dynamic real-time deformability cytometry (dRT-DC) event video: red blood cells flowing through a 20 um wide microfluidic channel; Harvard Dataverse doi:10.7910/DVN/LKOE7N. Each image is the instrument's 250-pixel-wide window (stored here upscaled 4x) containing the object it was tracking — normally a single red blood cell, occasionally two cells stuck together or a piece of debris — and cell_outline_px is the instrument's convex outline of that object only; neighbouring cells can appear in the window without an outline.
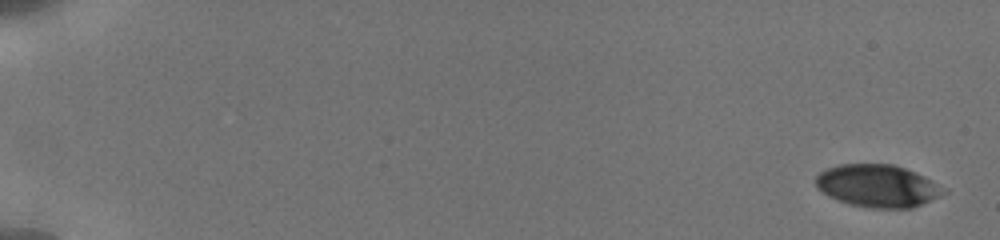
{"species": "human", "species_latin": "Homo sapiens", "temperature_condition": "cold", "stored_images_in_passage": 18, "camera_frame_rate_fps": 3000, "um_per_image_px": 0.085, "donor": {"sex": "male"}, "frame": {"image": 1, "passage_image": 1, "time_ms": 0.0, "image_size_px": [1000, 240], "cell_outline_px": [[948, 192], [932, 200], [912, 208], [872, 208], [848, 204], [828, 196], [816, 188], [816, 176], [820, 172], [828, 168], [840, 164], [892, 164], [904, 168], [924, 176]], "centroid_in_image_um": [74.57, 15.81], "position_along_channel_um": 10.4, "area_um2": 31.5}}
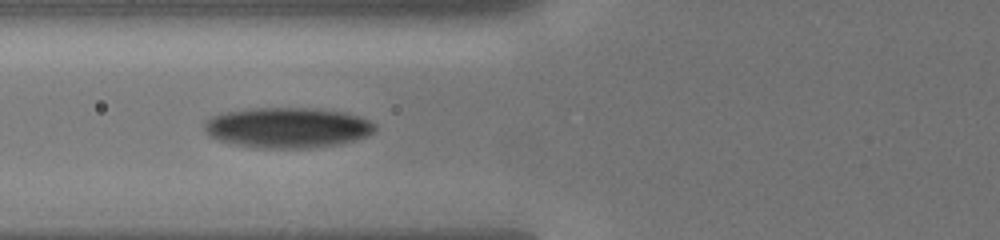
{"frame": {"image": 2, "passage_image": 13, "time_ms": 7.333, "image_size_px": [1000, 240], "cell_outline_px": [[376, 128], [368, 136], [356, 140], [340, 144], [312, 148], [256, 148], [236, 144], [220, 140], [208, 136], [204, 128], [204, 120], [212, 116], [228, 112], [248, 108], [316, 108], [348, 112], [360, 116], [376, 124]], "centroid_in_image_um": [24.47, 10.85], "position_along_channel_um": 101.3, "area_um2": 40.58}}
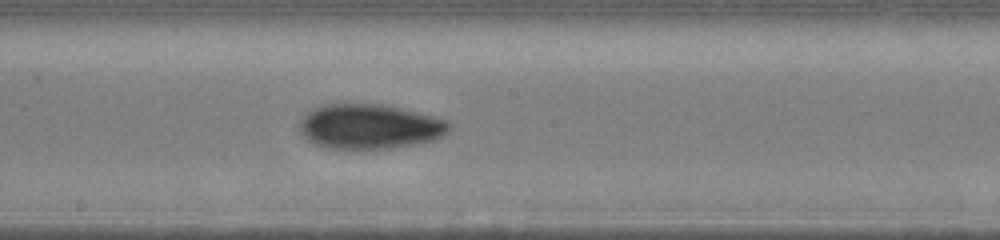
{"frame": {"image": 3, "passage_image": 18, "time_ms": 10.333, "image_size_px": [1000, 240], "cell_outline_px": [[452, 128], [444, 136], [432, 140], [412, 144], [388, 148], [328, 148], [316, 144], [308, 140], [300, 132], [300, 120], [308, 112], [324, 104], [380, 104], [400, 108], [448, 120], [452, 124]], "centroid_in_image_um": [31.44, 10.75], "position_along_channel_um": 216.8, "area_um2": 38.67}}